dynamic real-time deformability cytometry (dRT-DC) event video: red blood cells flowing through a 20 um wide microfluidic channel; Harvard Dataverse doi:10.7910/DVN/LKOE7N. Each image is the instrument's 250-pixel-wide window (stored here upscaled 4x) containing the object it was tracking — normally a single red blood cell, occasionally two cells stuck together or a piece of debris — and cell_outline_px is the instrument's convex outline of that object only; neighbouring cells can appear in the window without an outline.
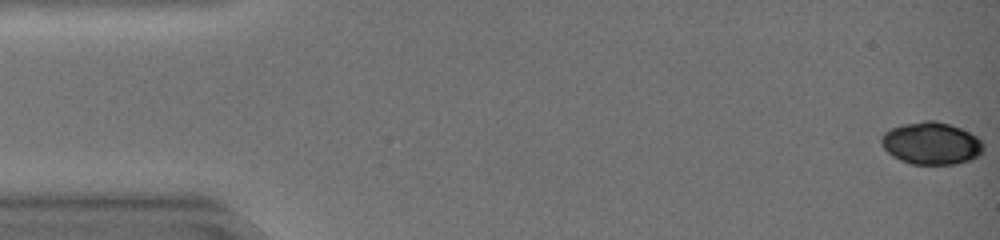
{"species": "common noctule bat (a hibernating species)", "species_latin": "Nyctalus noctula", "temperature_condition": "warm", "stored_images_in_passage": 45, "camera_frame_rate_fps": 3000, "um_per_image_px": 0.085, "animal": {"sex": "female", "body_mass_g": 19.0, "forearm_length_mm": 51.5}, "frame": {"image": 1, "passage_image": 1, "time_ms": 0.0, "image_size_px": [1000, 240], "cell_outline_px": [[984, 148], [976, 156], [968, 160], [956, 164], [912, 164], [900, 160], [892, 156], [880, 144], [880, 140], [884, 132], [892, 128], [904, 124], [924, 120], [932, 120], [948, 124], [960, 128], [976, 136], [984, 144]], "centroid_in_image_um": [79.13, 12.18], "position_along_channel_um": 5.9, "area_um2": 24.97}}
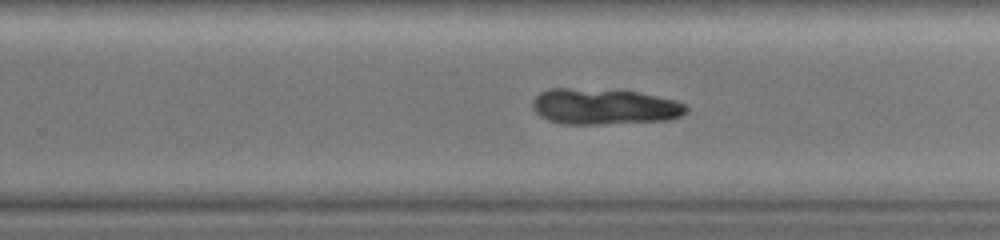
{"frame": {"image": 2, "passage_image": 30, "time_ms": 9.667, "image_size_px": [1000, 240], "cell_outline_px": [[688, 112], [672, 120], [596, 124], [560, 124], [548, 120], [540, 116], [532, 108], [532, 100], [540, 92], [548, 88], [616, 88], [640, 92], [676, 100], [684, 104], [688, 108]], "centroid_in_image_um": [51.36, 9.03], "position_along_channel_um": 278.4, "area_um2": 33.0}}
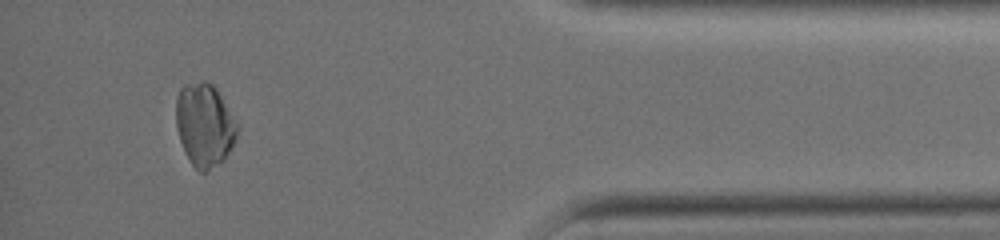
{"frame": {"image": 3, "passage_image": 42, "time_ms": 13.667, "image_size_px": [1000, 240], "cell_outline_px": [[240, 128], [224, 160], [204, 172], [200, 172], [192, 164], [184, 152], [180, 140], [176, 124], [176, 100], [180, 88], [184, 84], [200, 80], [204, 80], [212, 84], [216, 88], [240, 124]], "centroid_in_image_um": [17.4, 10.58], "position_along_channel_um": 417.8, "area_um2": 29.88}}